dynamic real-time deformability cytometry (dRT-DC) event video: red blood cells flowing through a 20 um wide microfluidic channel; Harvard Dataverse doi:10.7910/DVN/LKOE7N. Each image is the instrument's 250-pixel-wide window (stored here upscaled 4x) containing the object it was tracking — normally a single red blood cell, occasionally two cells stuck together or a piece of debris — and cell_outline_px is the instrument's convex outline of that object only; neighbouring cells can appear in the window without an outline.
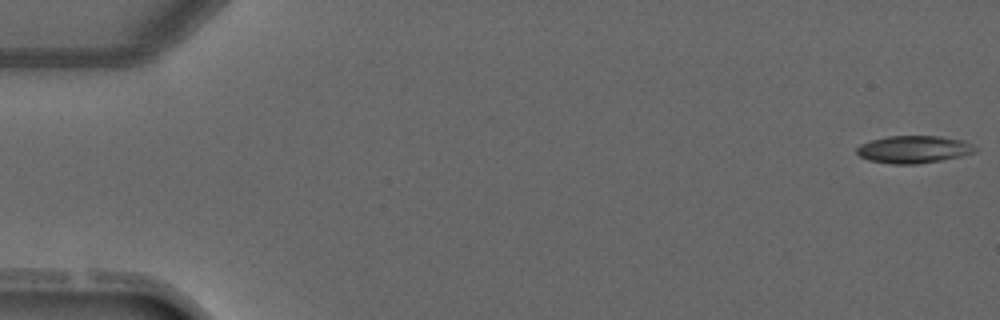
{"species": "common noctule bat (a hibernating species)", "species_latin": "Nyctalus noctula", "temperature_condition": "warm", "stored_images_in_passage": 4, "camera_frame_rate_fps": 3000, "um_per_image_px": 0.085, "animal": {"sex": "male", "forearm_length_mm": 52.5}, "frame": {"image": 1, "passage_image": 1, "time_ms": 0.0, "image_size_px": [1000, 320], "cell_outline_px": [[976, 152], [960, 156], [940, 160], [916, 164], [892, 164], [868, 160], [860, 156], [856, 152], [856, 148], [860, 144], [872, 140], [888, 136], [940, 136], [964, 140], [972, 144], [976, 148]], "centroid_in_image_um": [77.66, 12.69], "position_along_channel_um": 7.3, "area_um2": 18.9}}